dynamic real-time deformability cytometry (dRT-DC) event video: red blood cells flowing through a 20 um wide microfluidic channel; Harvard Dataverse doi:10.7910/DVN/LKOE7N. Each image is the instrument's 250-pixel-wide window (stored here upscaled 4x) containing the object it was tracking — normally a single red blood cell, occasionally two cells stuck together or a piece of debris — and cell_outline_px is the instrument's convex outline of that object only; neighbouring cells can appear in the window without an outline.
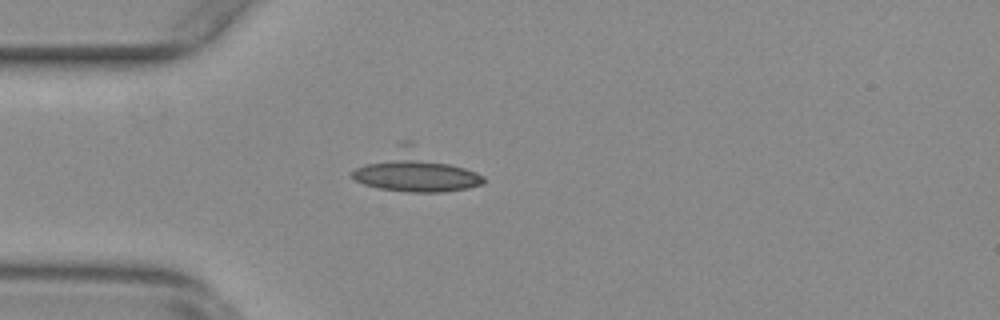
{"species": "common noctule bat (a hibernating species)", "species_latin": "Nyctalus noctula", "temperature_condition": "warm", "stored_images_in_passage": 45, "camera_frame_rate_fps": 3000, "um_per_image_px": 0.085, "animal": {"sex": "female", "body_mass_g": 29.2, "forearm_length_mm": 56.3}, "frame": {"image": 1, "passage_image": 14, "time_ms": 4.333, "image_size_px": [1000, 320], "cell_outline_px": [[484, 184], [468, 188], [444, 192], [408, 192], [380, 188], [364, 184], [356, 180], [348, 172], [400, 140], [412, 140], [484, 176]], "centroid_in_image_um": [35.28, 14.49], "position_along_channel_um": 49.7, "area_um2": 32.08}}
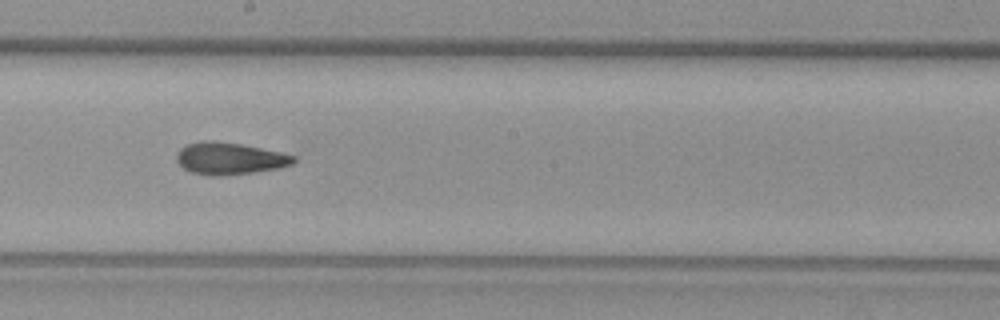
{"frame": {"image": 2, "passage_image": 29, "time_ms": 9.333, "image_size_px": [1000, 320], "cell_outline_px": [[296, 160], [292, 164], [276, 168], [252, 172], [220, 176], [212, 176], [192, 172], [184, 168], [176, 160], [176, 152], [180, 148], [188, 144], [204, 140], [216, 140], [240, 144], [280, 152], [296, 156]], "centroid_in_image_um": [19.48, 13.46], "position_along_channel_um": 228.7, "area_um2": 21.68}}
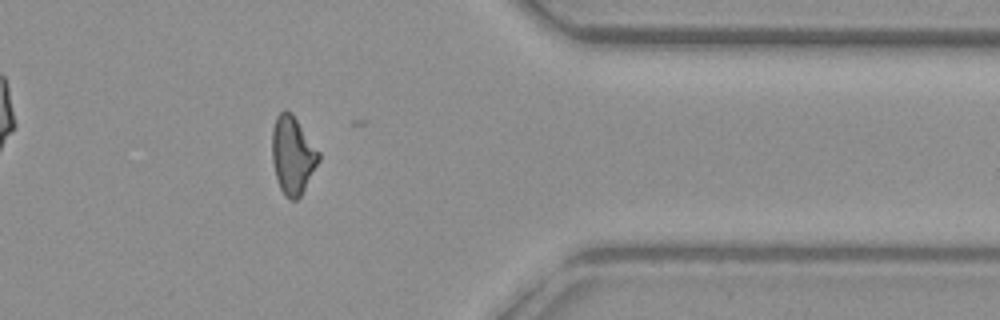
{"frame": {"image": 3, "passage_image": 43, "time_ms": 14.0, "image_size_px": [1000, 320], "cell_outline_px": [[320, 160], [300, 196], [296, 200], [288, 200], [284, 196], [276, 180], [272, 160], [272, 128], [276, 116], [284, 108], [292, 112], [320, 152]], "centroid_in_image_um": [24.86, 13.17], "position_along_channel_um": 386.5, "area_um2": 21.44}, "authors_computed_cell_mechanics": {"area_um2": 21.386, "velocity_mm_per_s": 3.7915, "shape_relaxation_time_tau1_ms": null, "shape_relaxation_time_tau2_ms": 2.4377, "deformation_change_tau1": null, "deformation_change_tau2": 0.0974}}